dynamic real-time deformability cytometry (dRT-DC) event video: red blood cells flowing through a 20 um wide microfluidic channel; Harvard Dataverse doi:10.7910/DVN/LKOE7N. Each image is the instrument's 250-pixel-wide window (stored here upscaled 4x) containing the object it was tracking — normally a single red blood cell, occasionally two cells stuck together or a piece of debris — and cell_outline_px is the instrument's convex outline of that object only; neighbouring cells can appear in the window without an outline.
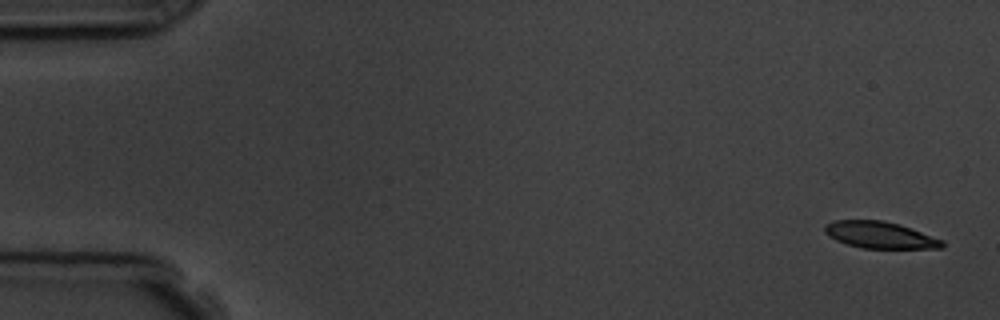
{"species": "common noctule bat (a hibernating species)", "species_latin": "Nyctalus noctula", "temperature_condition": "room temperature", "stored_images_in_passage": 5, "camera_frame_rate_fps": 3000, "um_per_image_px": 0.085, "animal": {"sex": "male", "body_mass_g": 19.5, "forearm_length_mm": 54.6}, "frame": {"image": 1, "passage_image": 1, "time_ms": 0.0, "image_size_px": [1000, 320], "cell_outline_px": [[944, 248], [860, 248], [836, 240], [828, 236], [824, 232], [824, 224], [832, 220], [884, 220], [900, 224], [944, 240]], "centroid_in_image_um": [74.78, 19.96], "position_along_channel_um": 10.2, "area_um2": 18.44}}
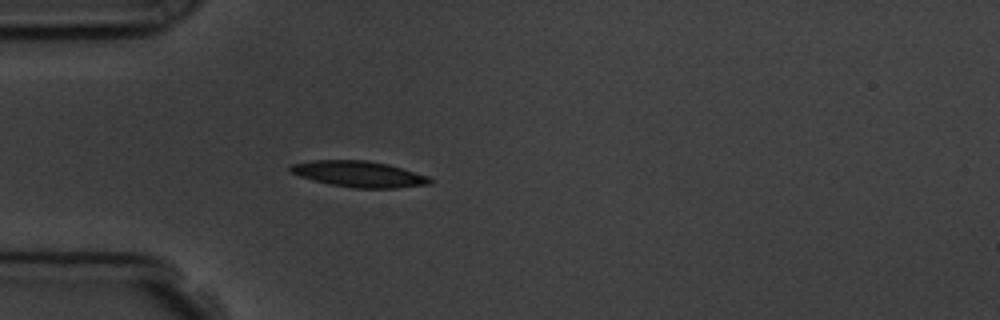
{"frame": {"image": 2, "passage_image": 5, "time_ms": 4.667, "image_size_px": [1000, 320], "cell_outline_px": [[432, 184], [396, 188], [352, 188], [328, 184], [312, 180], [300, 176], [292, 172], [288, 168], [292, 164], [312, 160], [364, 160], [388, 164], [428, 176], [432, 180]], "centroid_in_image_um": [30.51, 14.8], "position_along_channel_um": 54.5, "area_um2": 21.15}}